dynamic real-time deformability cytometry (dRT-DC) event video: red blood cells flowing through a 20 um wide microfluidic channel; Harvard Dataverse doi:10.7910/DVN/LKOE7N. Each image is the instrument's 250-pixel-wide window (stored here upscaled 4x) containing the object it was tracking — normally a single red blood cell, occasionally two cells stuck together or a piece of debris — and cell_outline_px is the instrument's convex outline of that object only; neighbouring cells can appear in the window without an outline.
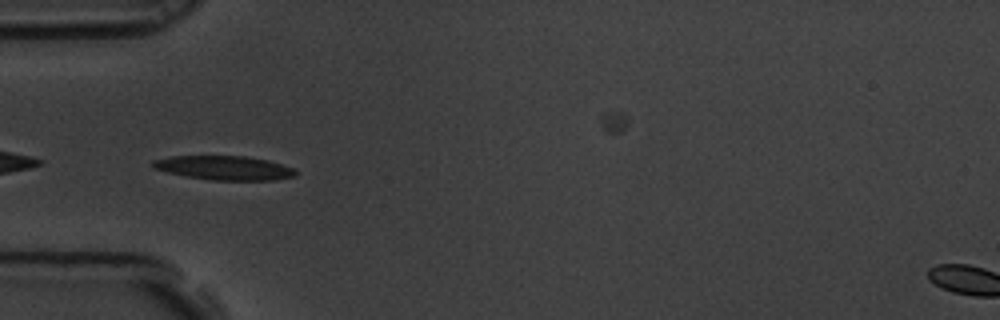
{"species": "common noctule bat (a hibernating species)", "species_latin": "Nyctalus noctula", "temperature_condition": "room temperature", "stored_images_in_passage": 42, "camera_frame_rate_fps": 3000, "um_per_image_px": 0.085, "animal": {"sex": "male", "body_mass_g": 19.5, "forearm_length_mm": 54.6}, "frame": {"image": 1, "passage_image": 1, "time_ms": 0.0, "image_size_px": [1000, 320], "cell_outline_px": [[296, 176], [276, 180], [212, 180], [184, 176], [152, 168], [152, 160], [172, 156], [244, 156], [268, 160], [296, 168]], "centroid_in_image_um": [19.09, 14.27], "position_along_channel_um": 65.9, "area_um2": 20.17}}
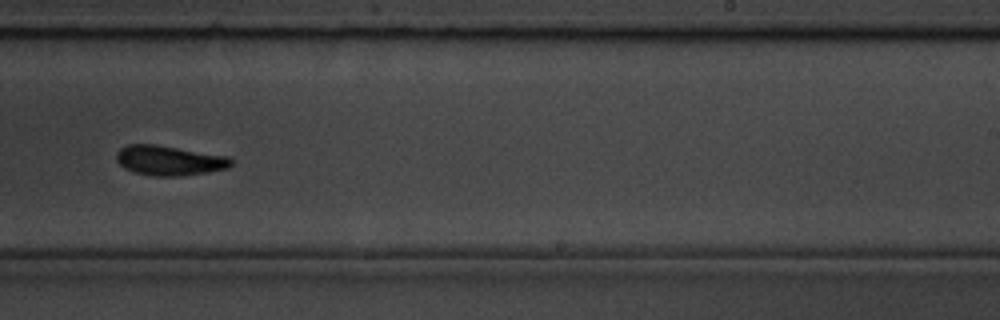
{"frame": {"image": 2, "passage_image": 19, "time_ms": 6.0, "image_size_px": [1000, 320], "cell_outline_px": [[232, 164], [228, 168], [208, 172], [180, 176], [152, 176], [136, 172], [124, 168], [116, 160], [116, 152], [120, 148], [128, 144], [156, 144], [228, 156], [232, 160]], "centroid_in_image_um": [14.38, 13.63], "position_along_channel_um": 274.6, "area_um2": 20.0}, "authors_computed_cell_mechanics": {"area_um2": 19.9121, "velocity_mm_per_s": 3.4911, "shape_relaxation_time_tau1_ms": 3.4916, "shape_relaxation_time_tau2_ms": 3.9112, "deformation_change_tau1": 0.1431, "deformation_change_tau2": 0.0983}}